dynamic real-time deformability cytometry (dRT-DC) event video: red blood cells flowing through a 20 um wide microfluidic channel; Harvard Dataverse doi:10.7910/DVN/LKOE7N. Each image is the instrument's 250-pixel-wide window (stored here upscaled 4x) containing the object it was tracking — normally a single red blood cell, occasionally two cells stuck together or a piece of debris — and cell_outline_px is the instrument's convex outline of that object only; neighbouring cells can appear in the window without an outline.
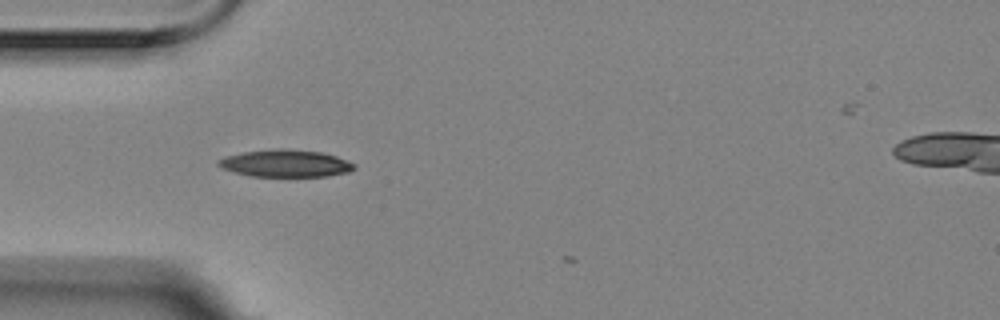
{"species": "Egyptian fruit bat (a non-hibernating species)", "species_latin": "Rousettus aegyptiacus", "temperature_condition": "room temperature", "stored_images_in_passage": 12, "camera_frame_rate_fps": 3000, "um_per_image_px": 0.085, "animal": {"sex": "female"}, "frame": {"image": 1, "passage_image": 1, "time_ms": 0.0, "image_size_px": [1000, 320], "cell_outline_px": [[356, 168], [348, 172], [328, 176], [252, 176], [232, 172], [216, 164], [216, 160], [224, 156], [244, 152], [276, 148], [280, 148], [324, 152], [336, 156], [356, 164]], "centroid_in_image_um": [24.26, 13.88], "position_along_channel_um": 60.7, "area_um2": 21.68}}
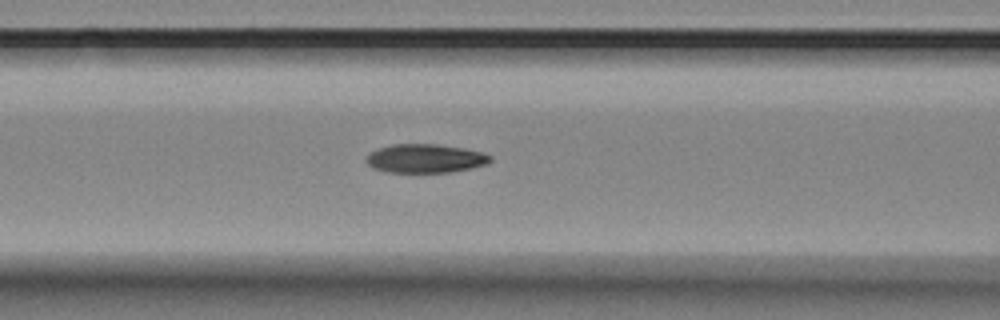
{"frame": {"image": 2, "passage_image": 7, "time_ms": 2.0, "image_size_px": [1000, 320], "cell_outline_px": [[492, 160], [488, 164], [472, 168], [452, 172], [388, 172], [372, 168], [364, 160], [372, 152], [380, 148], [392, 144], [436, 144], [464, 148], [480, 152], [492, 156]], "centroid_in_image_um": [36.17, 13.47], "position_along_channel_um": 130.4, "area_um2": 20.75}}
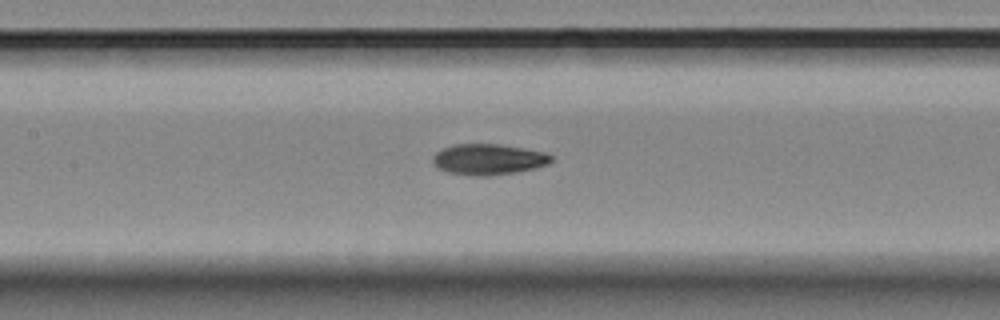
{"frame": {"image": 3, "passage_image": 10, "time_ms": 3.0, "image_size_px": [1000, 320], "cell_outline_px": [[552, 160], [548, 164], [536, 168], [516, 172], [488, 176], [476, 176], [448, 172], [436, 168], [432, 160], [432, 156], [436, 152], [452, 144], [496, 144], [544, 152], [552, 156]], "centroid_in_image_um": [41.48, 13.55], "position_along_channel_um": 165.9, "area_um2": 21.21}}